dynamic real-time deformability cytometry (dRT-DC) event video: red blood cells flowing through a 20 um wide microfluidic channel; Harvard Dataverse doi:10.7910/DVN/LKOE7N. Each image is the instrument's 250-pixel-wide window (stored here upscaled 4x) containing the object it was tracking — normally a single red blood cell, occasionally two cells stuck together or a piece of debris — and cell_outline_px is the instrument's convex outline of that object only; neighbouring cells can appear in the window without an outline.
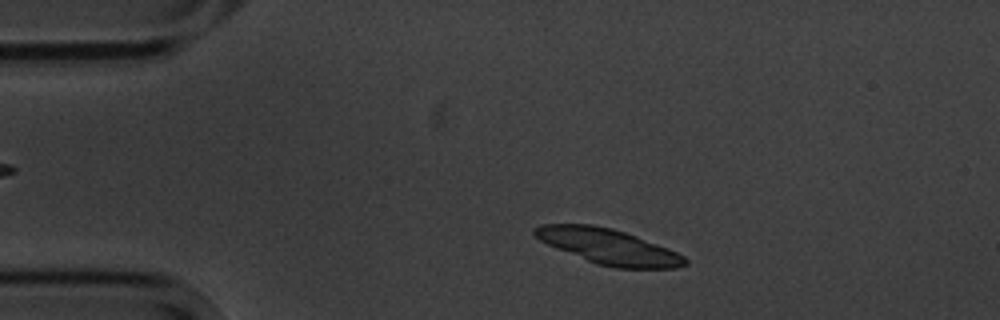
{"species": "common noctule bat (a hibernating species)", "species_latin": "Nyctalus noctula", "temperature_condition": "cold", "stored_images_in_passage": 4, "segment_of_instrument_passage": [1, 2], "camera_frame_rate_fps": 3000, "um_per_image_px": 0.085, "animal": {"sex": "male", "body_mass_g": 20.1, "forearm_length_mm": 53.5}, "frame": {"image": 1, "passage_image": 1, "time_ms": 0.0, "image_size_px": [1000, 320], "cell_outline_px": [[688, 264], [676, 268], [616, 268], [596, 264], [556, 248], [540, 240], [532, 232], [532, 228], [540, 224], [592, 224], [612, 228], [636, 236], [668, 248], [684, 256], [688, 260]], "centroid_in_image_um": [51.71, 20.95], "position_along_channel_um": 33.3, "area_um2": 30.87}}